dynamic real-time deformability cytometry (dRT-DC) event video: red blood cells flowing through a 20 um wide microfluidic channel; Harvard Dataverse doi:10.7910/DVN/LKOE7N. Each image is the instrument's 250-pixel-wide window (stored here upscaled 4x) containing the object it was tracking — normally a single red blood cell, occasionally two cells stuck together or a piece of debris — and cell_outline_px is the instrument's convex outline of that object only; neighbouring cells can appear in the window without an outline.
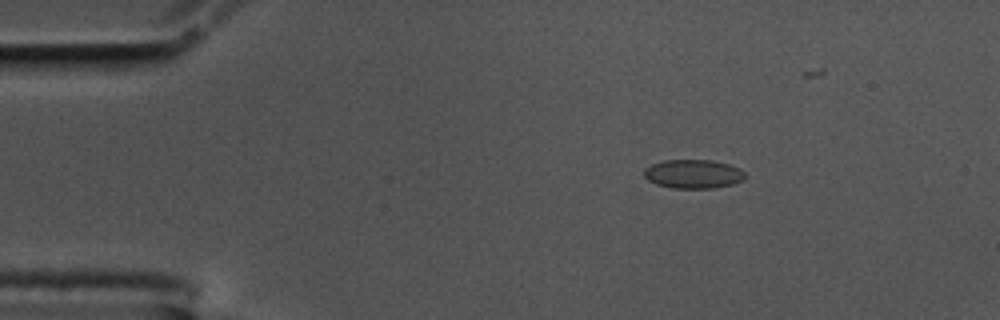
{"species": "common noctule bat (a hibernating species)", "species_latin": "Nyctalus noctula", "temperature_condition": "cold", "stored_images_in_passage": 42, "camera_frame_rate_fps": 3000, "um_per_image_px": 0.085, "animal": {"sex": "male", "body_mass_g": 17.5, "forearm_length_mm": 52.3}, "frame": {"image": 1, "passage_image": 9, "time_ms": 2.667, "image_size_px": [1000, 320], "cell_outline_px": [[744, 180], [732, 184], [716, 188], [672, 188], [656, 184], [648, 180], [644, 176], [644, 168], [652, 164], [664, 160], [712, 160], [728, 164], [740, 168], [744, 172]], "centroid_in_image_um": [58.92, 14.79], "position_along_channel_um": 26.1, "area_um2": 17.05}}
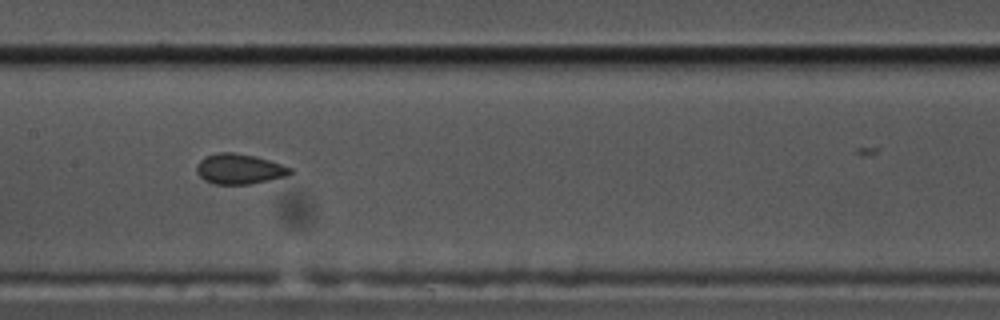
{"frame": {"image": 2, "passage_image": 28, "time_ms": 9.0, "image_size_px": [1000, 320], "cell_outline_px": [[292, 172], [284, 176], [268, 180], [248, 184], [216, 184], [204, 180], [196, 172], [196, 164], [204, 156], [216, 152], [236, 152], [256, 156], [292, 168]], "centroid_in_image_um": [20.28, 14.34], "position_along_channel_um": 187.1, "area_um2": 16.47}}
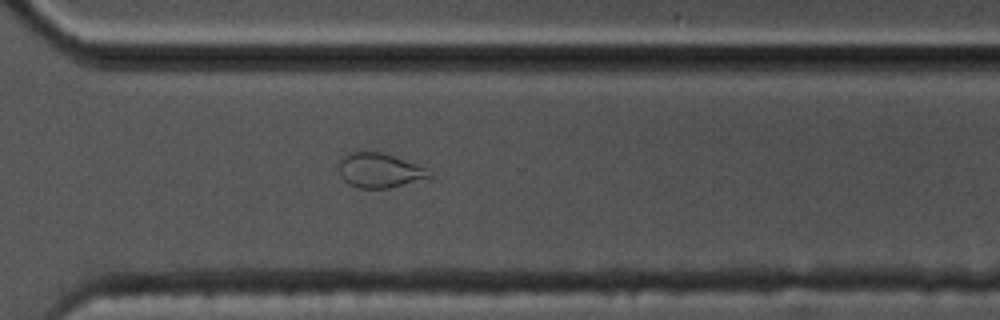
{"frame": {"image": 3, "passage_image": 41, "time_ms": 13.333, "image_size_px": [1000, 320], "cell_outline_px": [[432, 176], [388, 188], [360, 188], [348, 184], [340, 176], [340, 156], [348, 152], [384, 152], [416, 164], [424, 168]], "centroid_in_image_um": [32.18, 14.47], "position_along_channel_um": 338.4, "area_um2": 17.92}}